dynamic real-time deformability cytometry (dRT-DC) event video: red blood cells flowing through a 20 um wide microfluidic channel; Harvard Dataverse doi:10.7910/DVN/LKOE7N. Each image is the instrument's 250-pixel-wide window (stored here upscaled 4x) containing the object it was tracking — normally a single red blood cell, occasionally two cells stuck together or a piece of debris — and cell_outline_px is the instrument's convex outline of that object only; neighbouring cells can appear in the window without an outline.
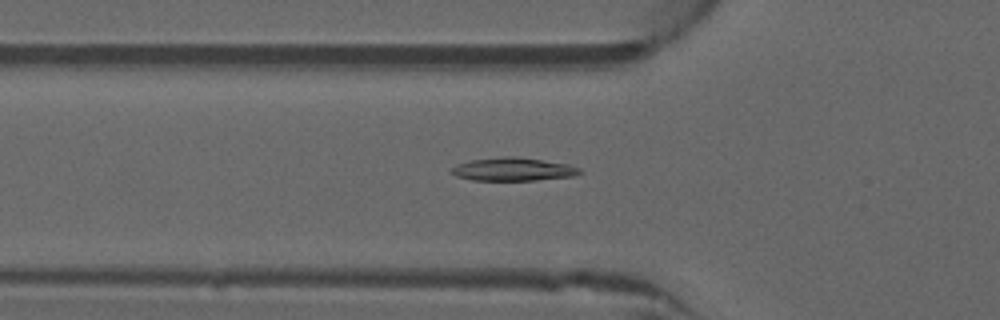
{"species": "common noctule bat (a hibernating species)", "species_latin": "Nyctalus noctula", "temperature_condition": "warm", "stored_images_in_passage": 43, "camera_frame_rate_fps": 3000, "um_per_image_px": 0.085, "animal": {"sex": "male", "forearm_length_mm": 52.5}, "frame": {"image": 1, "passage_image": 13, "time_ms": 4.0, "image_size_px": [1000, 320], "cell_outline_px": [[584, 172], [572, 176], [536, 180], [472, 180], [456, 176], [452, 172], [452, 168], [456, 164], [472, 160], [508, 156], [520, 156], [568, 164], [580, 168]], "centroid_in_image_um": [43.65, 14.38], "position_along_channel_um": 82.1, "area_um2": 17.28}}